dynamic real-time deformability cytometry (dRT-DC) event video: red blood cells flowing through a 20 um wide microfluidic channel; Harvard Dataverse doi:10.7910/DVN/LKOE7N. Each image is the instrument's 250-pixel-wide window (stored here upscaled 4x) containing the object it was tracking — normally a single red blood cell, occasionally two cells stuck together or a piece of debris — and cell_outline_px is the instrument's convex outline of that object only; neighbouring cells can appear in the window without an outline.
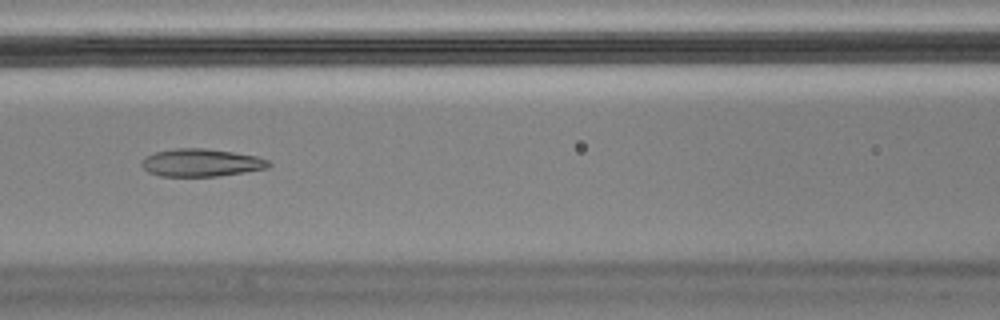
{"species": "Egyptian fruit bat (a non-hibernating species)", "species_latin": "Rousettus aegyptiacus", "temperature_condition": "cold", "stored_images_in_passage": 55, "camera_frame_rate_fps": 3000, "um_per_image_px": 0.085, "animal": {"sex": "male"}, "frame": {"image": 1, "passage_image": 24, "time_ms": 7.667, "image_size_px": [1000, 320], "cell_outline_px": [[272, 164], [268, 168], [220, 176], [160, 176], [148, 172], [140, 164], [148, 156], [156, 152], [176, 148], [204, 148], [232, 152], [256, 156], [268, 160]], "centroid_in_image_um": [17.13, 13.83], "position_along_channel_um": 149.5, "area_um2": 20.35}, "authors_computed_cell_mechanics": {"area_um2": 21.0392, "velocity_mm_per_s": 3.5918, "shape_relaxation_time_tau1_ms": null, "shape_relaxation_time_tau2_ms": 1.9305, "deformation_change_tau1": null, "deformation_change_tau2": 0.1043}}